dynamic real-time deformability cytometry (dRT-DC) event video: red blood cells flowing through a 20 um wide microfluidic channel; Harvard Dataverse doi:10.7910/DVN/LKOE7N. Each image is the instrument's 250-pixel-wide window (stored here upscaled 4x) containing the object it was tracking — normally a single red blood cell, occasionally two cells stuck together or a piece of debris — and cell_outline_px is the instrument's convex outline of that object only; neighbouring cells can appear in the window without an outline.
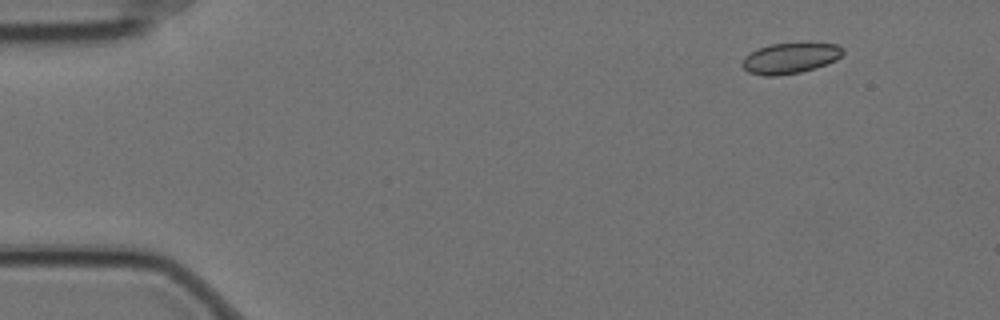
{"species": "Egyptian fruit bat (a non-hibernating species)", "species_latin": "Rousettus aegyptiacus", "temperature_condition": "cold", "stored_images_in_passage": 4, "camera_frame_rate_fps": 3000, "um_per_image_px": 0.085, "animal": {"sex": "female"}, "frame": {"image": 1, "passage_image": 1, "time_ms": 0.0, "image_size_px": [1000, 320], "cell_outline_px": [[844, 52], [836, 60], [816, 68], [800, 72], [776, 76], [764, 76], [748, 72], [740, 64], [744, 56], [760, 48], [772, 44], [836, 44], [844, 48]], "centroid_in_image_um": [67.15, 4.97], "position_along_channel_um": 17.9, "area_um2": 17.74}}
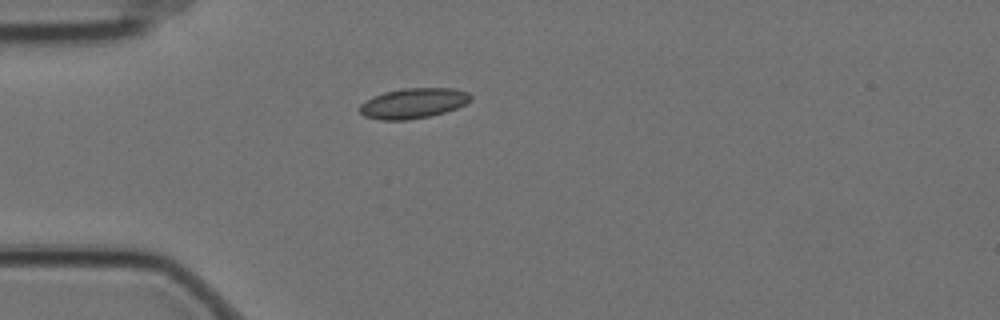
{"frame": {"image": 2, "passage_image": 4, "time_ms": 1.0, "image_size_px": [1000, 320], "cell_outline_px": [[472, 100], [456, 108], [444, 112], [428, 116], [408, 120], [380, 120], [364, 116], [360, 112], [360, 104], [372, 96], [384, 92], [404, 88], [456, 88], [468, 92], [472, 96]], "centroid_in_image_um": [35.13, 8.77], "position_along_channel_um": 49.9, "area_um2": 19.59}}